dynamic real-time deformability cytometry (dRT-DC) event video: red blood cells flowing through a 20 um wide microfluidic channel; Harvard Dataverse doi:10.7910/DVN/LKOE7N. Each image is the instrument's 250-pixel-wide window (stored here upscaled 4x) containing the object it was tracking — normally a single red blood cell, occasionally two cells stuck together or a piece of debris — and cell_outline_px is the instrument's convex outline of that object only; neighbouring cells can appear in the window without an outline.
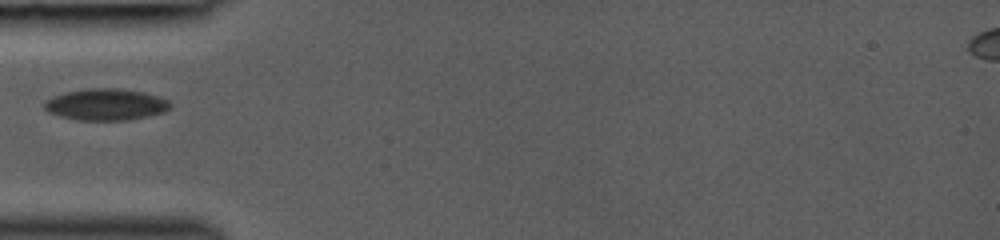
{"species": "common noctule bat (a hibernating species)", "species_latin": "Nyctalus noctula", "temperature_condition": "room temperature", "stored_images_in_passage": 13, "camera_frame_rate_fps": 3000, "um_per_image_px": 0.085, "animal": {"sex": "female", "body_mass_g": 19.0, "forearm_length_mm": 53.3}, "frame": {"image": 1, "passage_image": 1, "time_ms": 0.0, "image_size_px": [1000, 240], "cell_outline_px": [[172, 108], [164, 112], [148, 116], [128, 120], [76, 120], [60, 116], [48, 112], [44, 108], [44, 100], [52, 96], [64, 92], [88, 88], [116, 88], [140, 92], [156, 96], [168, 100], [172, 104]], "centroid_in_image_um": [8.97, 8.89], "position_along_channel_um": 76.0, "area_um2": 23.24}}
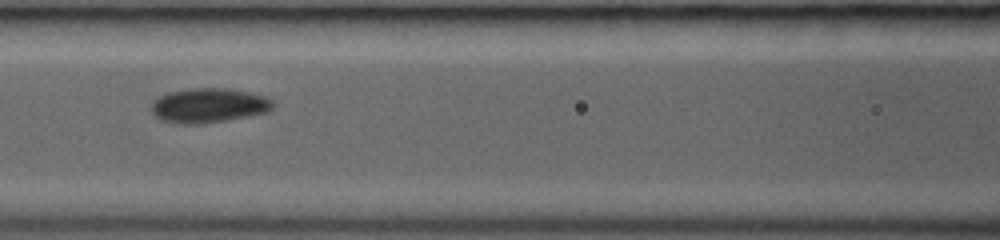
{"frame": {"image": 2, "passage_image": 8, "time_ms": 1.667, "image_size_px": [1000, 240], "cell_outline_px": [[272, 108], [268, 112], [248, 116], [204, 124], [180, 124], [160, 120], [152, 112], [152, 100], [168, 92], [188, 88], [228, 88], [248, 92], [264, 96], [272, 100]], "centroid_in_image_um": [17.71, 8.96], "position_along_channel_um": 148.9, "area_um2": 24.57}}
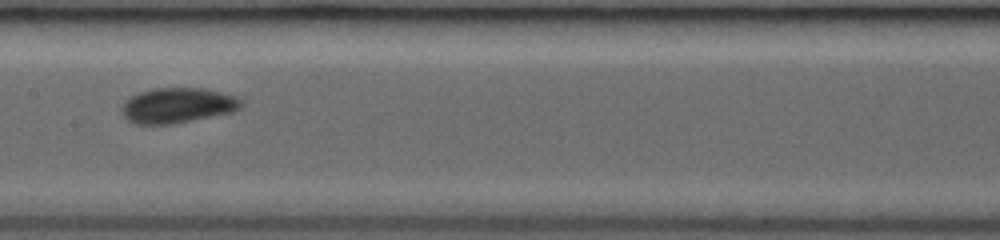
{"frame": {"image": 3, "passage_image": 12, "time_ms": 2.667, "image_size_px": [1000, 240], "cell_outline_px": [[244, 104], [240, 108], [232, 112], [172, 124], [136, 124], [128, 120], [124, 116], [124, 104], [132, 96], [140, 92], [156, 88], [204, 88], [236, 96], [244, 100]], "centroid_in_image_um": [15.17, 8.96], "position_along_channel_um": 192.2, "area_um2": 24.22}}